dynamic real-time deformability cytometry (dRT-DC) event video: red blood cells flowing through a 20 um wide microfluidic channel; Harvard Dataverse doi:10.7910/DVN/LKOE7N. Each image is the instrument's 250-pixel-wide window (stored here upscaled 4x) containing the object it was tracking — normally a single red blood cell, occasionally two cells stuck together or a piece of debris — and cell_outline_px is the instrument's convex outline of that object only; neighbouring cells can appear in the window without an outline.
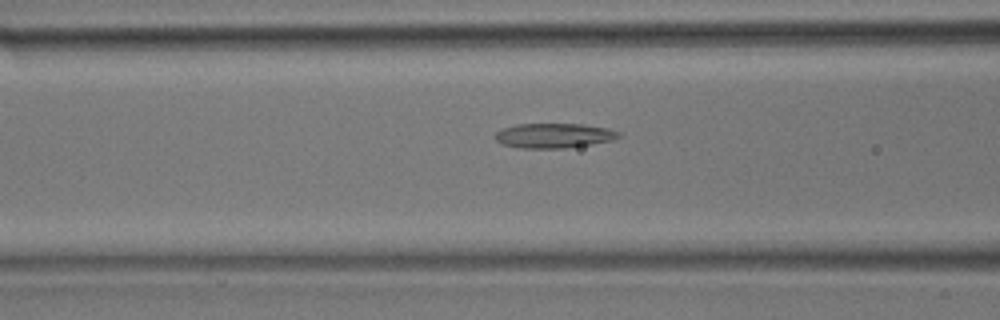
{"species": "common noctule bat (a hibernating species)", "species_latin": "Nyctalus noctula", "temperature_condition": "room temperature", "stored_images_in_passage": 30, "camera_frame_rate_fps": 3000, "um_per_image_px": 0.085, "animal": {"sex": "male", "body_mass_g": 17.9}, "frame": {"image": 1, "passage_image": 6, "time_ms": 1.667, "image_size_px": [1000, 320], "cell_outline_px": [[620, 136], [612, 140], [592, 144], [564, 148], [520, 148], [500, 144], [492, 136], [496, 132], [504, 128], [516, 124], [584, 124], [608, 128], [620, 132]], "centroid_in_image_um": [47.05, 11.52], "position_along_channel_um": 119.5, "area_um2": 17.92}}
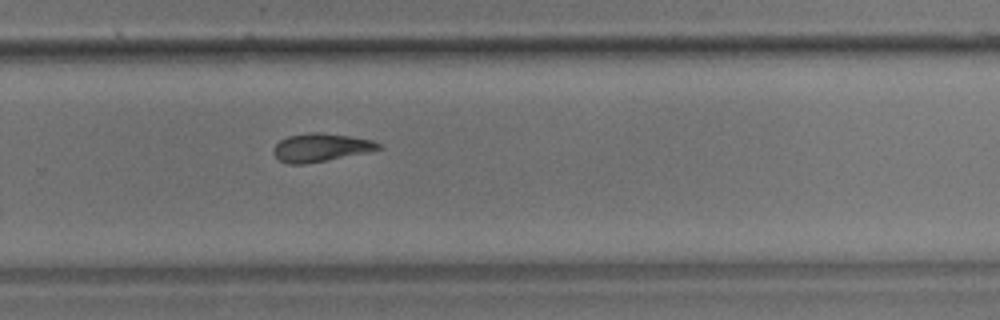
{"frame": {"image": 2, "passage_image": 17, "time_ms": 5.333, "image_size_px": [1000, 320], "cell_outline_px": [[384, 148], [304, 164], [288, 164], [280, 160], [272, 152], [276, 144], [280, 140], [288, 136], [308, 132], [316, 132], [348, 136], [372, 140], [380, 144]], "centroid_in_image_um": [27.22, 12.53], "position_along_channel_um": 302.6, "area_um2": 16.82}}
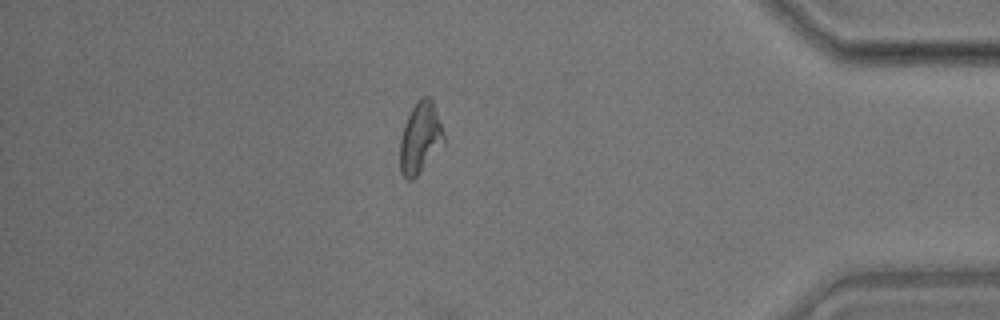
{"frame": {"image": 3, "passage_image": 25, "time_ms": 8.0, "image_size_px": [1000, 320], "cell_outline_px": [[444, 144], [420, 172], [412, 180], [408, 180], [400, 172], [400, 140], [404, 124], [416, 100], [420, 96], [428, 96], [432, 100], [444, 132]], "centroid_in_image_um": [35.71, 11.71], "position_along_channel_um": 399.5, "area_um2": 18.15}}